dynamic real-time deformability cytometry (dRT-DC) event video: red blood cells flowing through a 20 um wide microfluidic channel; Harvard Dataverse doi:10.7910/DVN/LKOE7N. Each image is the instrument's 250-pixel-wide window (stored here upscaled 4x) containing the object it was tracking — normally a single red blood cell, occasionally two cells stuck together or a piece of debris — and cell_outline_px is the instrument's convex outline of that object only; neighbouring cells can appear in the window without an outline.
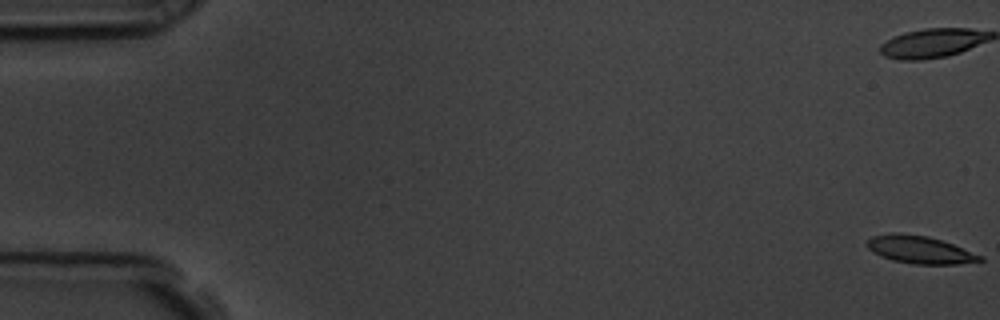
{"species": "common noctule bat (a hibernating species)", "species_latin": "Nyctalus noctula", "temperature_condition": "room temperature", "stored_images_in_passage": 58, "camera_frame_rate_fps": 3000, "um_per_image_px": 0.085, "animal": {"sex": "male", "body_mass_g": 19.5, "forearm_length_mm": 54.6}, "frame": {"image": 1, "passage_image": 1, "time_ms": 0.0, "image_size_px": [1000, 320], "cell_outline_px": [[984, 260], [956, 264], [916, 264], [892, 260], [880, 256], [868, 248], [868, 240], [872, 236], [892, 232], [900, 232], [928, 236], [952, 244], [984, 256]], "centroid_in_image_um": [78.18, 21.21], "position_along_channel_um": 6.8, "area_um2": 18.09}}